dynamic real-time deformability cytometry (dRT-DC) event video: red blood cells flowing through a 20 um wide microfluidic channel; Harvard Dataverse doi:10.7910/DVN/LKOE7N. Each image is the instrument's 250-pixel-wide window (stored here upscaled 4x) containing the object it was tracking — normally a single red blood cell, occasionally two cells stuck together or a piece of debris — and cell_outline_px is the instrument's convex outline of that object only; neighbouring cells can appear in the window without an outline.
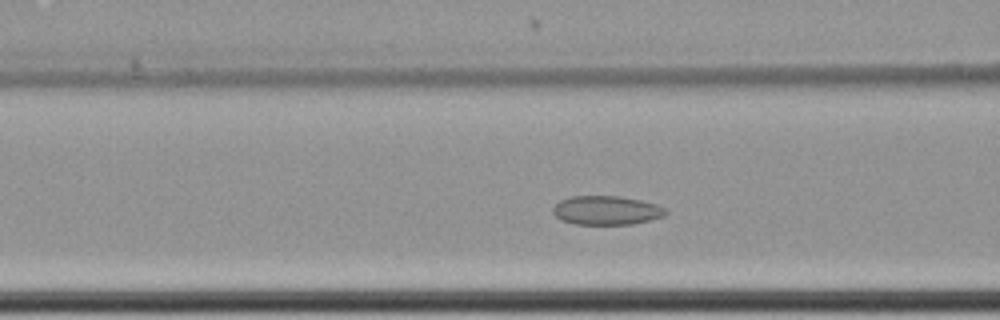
{"species": "common noctule bat (a hibernating species)", "species_latin": "Nyctalus noctula", "temperature_condition": "cold", "stored_images_in_passage": 50, "camera_frame_rate_fps": 3000, "um_per_image_px": 0.085, "animal": {"sex": "female", "body_mass_g": 22.7, "forearm_length_mm": 54.2}, "frame": {"image": 1, "passage_image": 21, "time_ms": 6.667, "image_size_px": [1000, 320], "cell_outline_px": [[668, 212], [664, 216], [632, 224], [576, 224], [560, 220], [552, 212], [552, 208], [560, 200], [572, 196], [620, 196], [640, 200], [656, 204], [664, 208]], "centroid_in_image_um": [51.52, 17.87], "position_along_channel_um": 115.1, "area_um2": 18.96}}
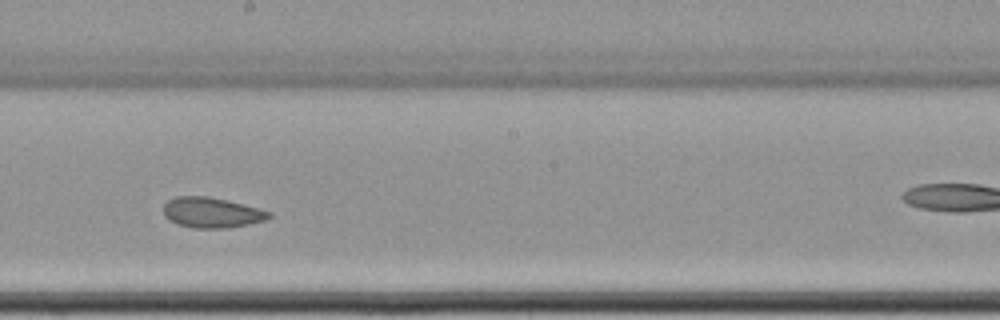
{"frame": {"image": 2, "passage_image": 31, "time_ms": 10.0, "image_size_px": [1000, 320], "cell_outline_px": [[272, 216], [264, 220], [248, 224], [228, 228], [192, 228], [176, 224], [168, 220], [164, 216], [164, 204], [168, 200], [176, 196], [208, 196], [272, 212]], "centroid_in_image_um": [17.94, 18.08], "position_along_channel_um": 230.3, "area_um2": 18.55}}
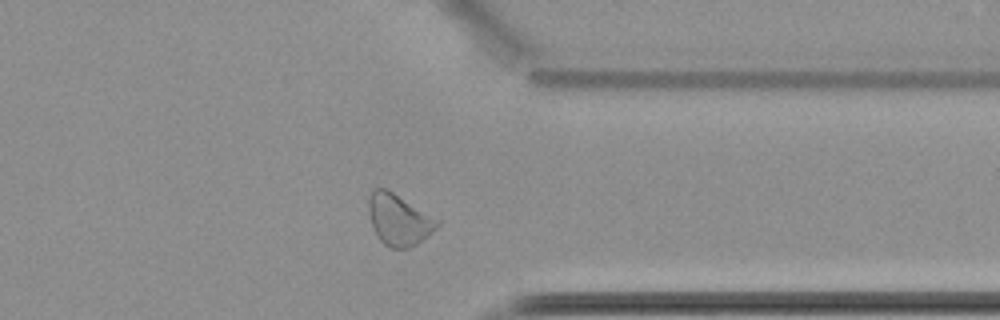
{"frame": {"image": 3, "passage_image": 44, "time_ms": 14.333, "image_size_px": [1000, 320], "cell_outline_px": [[440, 224], [428, 236], [416, 244], [408, 248], [388, 248], [376, 236], [372, 228], [368, 212], [368, 196], [372, 188], [384, 188], [392, 192], [440, 220]], "centroid_in_image_um": [33.86, 18.68], "position_along_channel_um": 377.5, "area_um2": 20.58}, "authors_computed_cell_mechanics": {"area_um2": 19.5942, "velocity_mm_per_s": 3.4589, "shape_relaxation_time_tau1_ms": 6.5083, "shape_relaxation_time_tau2_ms": 2.1859, "deformation_change_tau1": 0.0734, "deformation_change_tau2": 0.0585}}